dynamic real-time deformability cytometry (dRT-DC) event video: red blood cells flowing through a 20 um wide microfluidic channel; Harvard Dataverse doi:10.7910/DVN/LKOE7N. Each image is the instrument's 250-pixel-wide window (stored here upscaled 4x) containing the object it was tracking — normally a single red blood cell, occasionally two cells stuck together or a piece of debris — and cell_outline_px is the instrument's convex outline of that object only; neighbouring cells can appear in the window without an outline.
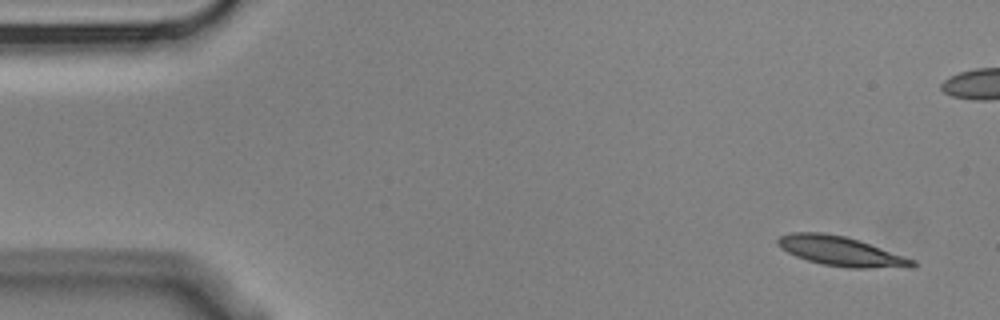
{"species": "Egyptian fruit bat (a non-hibernating species)", "species_latin": "Rousettus aegyptiacus", "temperature_condition": "cold", "stored_images_in_passage": 6, "camera_frame_rate_fps": 3000, "um_per_image_px": 0.085, "animal": {"sex": "male"}, "frame": {"image": 1, "passage_image": 1, "time_ms": 0.0, "image_size_px": [1000, 320], "cell_outline_px": [[920, 264], [916, 268], [848, 268], [824, 264], [808, 260], [796, 256], [780, 248], [776, 244], [776, 240], [780, 236], [792, 232], [824, 232], [844, 236], [860, 240], [916, 260]], "centroid_in_image_um": [71.55, 21.36], "position_along_channel_um": 13.4, "area_um2": 23.52}}
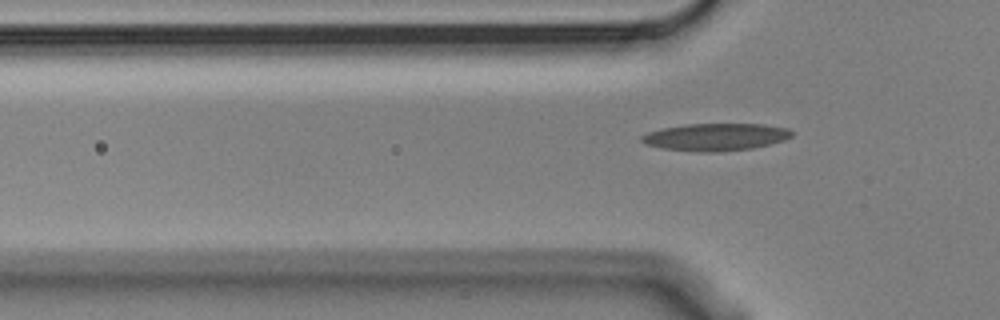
{"frame": {"image": 2, "passage_image": 6, "time_ms": 1.667, "image_size_px": [1000, 320], "cell_outline_px": [[792, 136], [784, 140], [752, 148], [716, 152], [700, 152], [660, 148], [644, 144], [640, 140], [640, 136], [648, 132], [664, 128], [684, 124], [764, 124], [788, 128], [792, 132]], "centroid_in_image_um": [60.79, 11.64], "position_along_channel_um": 65.0, "area_um2": 23.93}}